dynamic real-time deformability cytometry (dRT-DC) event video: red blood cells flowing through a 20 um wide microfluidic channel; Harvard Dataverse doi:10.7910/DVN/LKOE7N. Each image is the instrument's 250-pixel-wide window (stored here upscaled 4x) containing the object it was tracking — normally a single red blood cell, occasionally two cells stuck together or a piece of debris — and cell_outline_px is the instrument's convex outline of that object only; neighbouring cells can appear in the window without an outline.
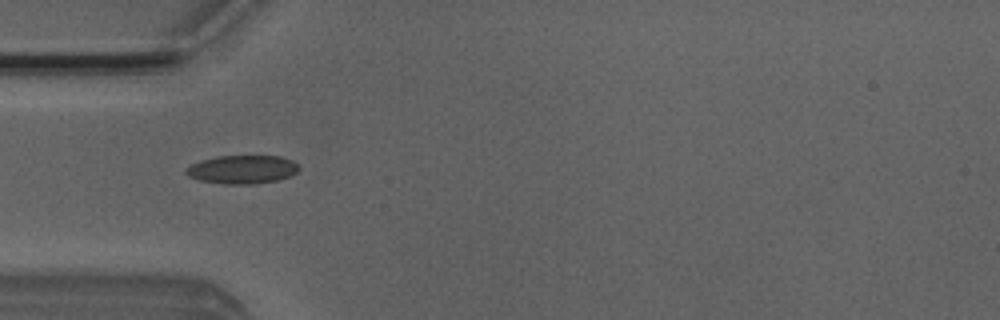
{"species": "Egyptian fruit bat (a non-hibernating species)", "species_latin": "Rousettus aegyptiacus", "temperature_condition": "room temperature", "stored_images_in_passage": 35, "camera_frame_rate_fps": 3000, "um_per_image_px": 0.085, "animal": {"sex": "male"}, "frame": {"image": 1, "passage_image": 2, "time_ms": 0.333, "image_size_px": [1000, 320], "cell_outline_px": [[300, 168], [296, 172], [280, 180], [252, 184], [224, 184], [200, 180], [188, 176], [184, 172], [184, 168], [200, 160], [220, 156], [280, 156], [292, 160]], "centroid_in_image_um": [20.57, 14.4], "position_along_channel_um": 64.4, "area_um2": 18.73}}
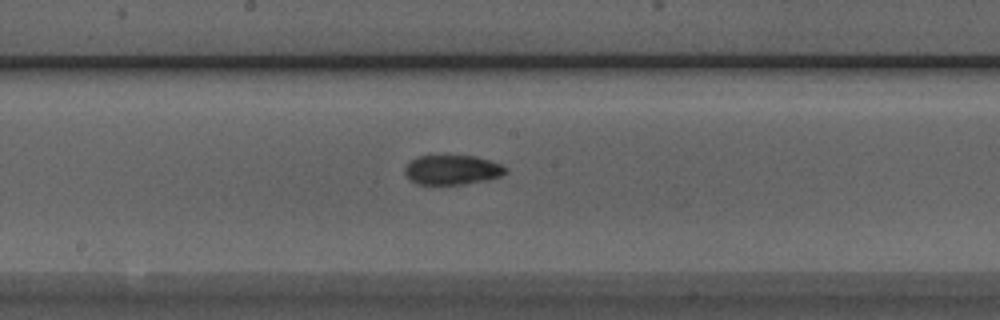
{"frame": {"image": 2, "passage_image": 13, "time_ms": 4.0, "image_size_px": [1000, 320], "cell_outline_px": [[508, 172], [500, 176], [484, 180], [464, 184], [416, 184], [404, 172], [404, 168], [416, 156], [476, 156], [500, 164], [508, 168]], "centroid_in_image_um": [38.45, 14.43], "position_along_channel_um": 209.7, "area_um2": 17.17}}
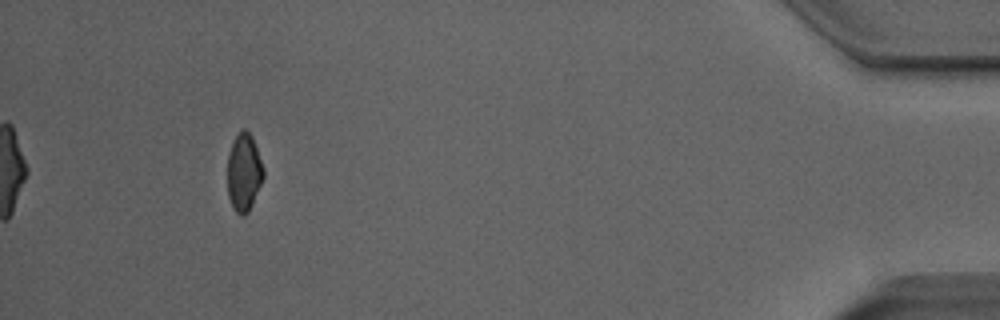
{"frame": {"image": 3, "passage_image": 34, "time_ms": 11.0, "image_size_px": [1000, 320], "cell_outline_px": [[264, 176], [252, 204], [248, 212], [244, 216], [240, 216], [232, 208], [228, 196], [228, 156], [232, 144], [236, 136], [244, 128], [252, 136], [264, 168]], "centroid_in_image_um": [20.73, 14.69], "position_along_channel_um": 414.5, "area_um2": 16.18}}